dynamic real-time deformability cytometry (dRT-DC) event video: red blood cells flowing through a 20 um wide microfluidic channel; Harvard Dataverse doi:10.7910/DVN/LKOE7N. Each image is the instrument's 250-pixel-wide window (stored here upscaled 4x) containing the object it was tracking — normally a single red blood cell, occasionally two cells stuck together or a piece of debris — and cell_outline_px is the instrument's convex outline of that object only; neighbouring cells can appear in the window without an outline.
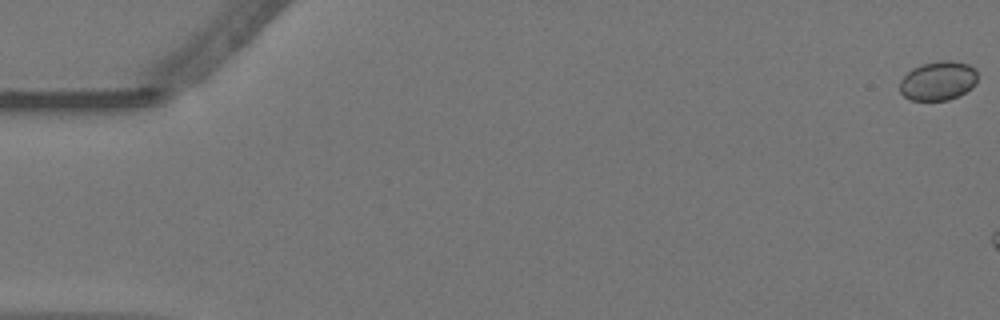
{"species": "Egyptian fruit bat (a non-hibernating species)", "species_latin": "Rousettus aegyptiacus", "temperature_condition": "warm", "stored_images_in_passage": 7, "camera_frame_rate_fps": 3000, "um_per_image_px": 0.085, "animal": {"sex": "female"}, "frame": {"image": 1, "passage_image": 1, "time_ms": 0.0, "image_size_px": [1000, 320], "cell_outline_px": [[976, 84], [972, 88], [960, 96], [948, 100], [912, 100], [904, 96], [900, 92], [900, 80], [912, 68], [920, 64], [940, 60], [952, 60], [968, 64], [976, 72]], "centroid_in_image_um": [79.74, 6.86], "position_along_channel_um": 5.3, "area_um2": 17.86}}